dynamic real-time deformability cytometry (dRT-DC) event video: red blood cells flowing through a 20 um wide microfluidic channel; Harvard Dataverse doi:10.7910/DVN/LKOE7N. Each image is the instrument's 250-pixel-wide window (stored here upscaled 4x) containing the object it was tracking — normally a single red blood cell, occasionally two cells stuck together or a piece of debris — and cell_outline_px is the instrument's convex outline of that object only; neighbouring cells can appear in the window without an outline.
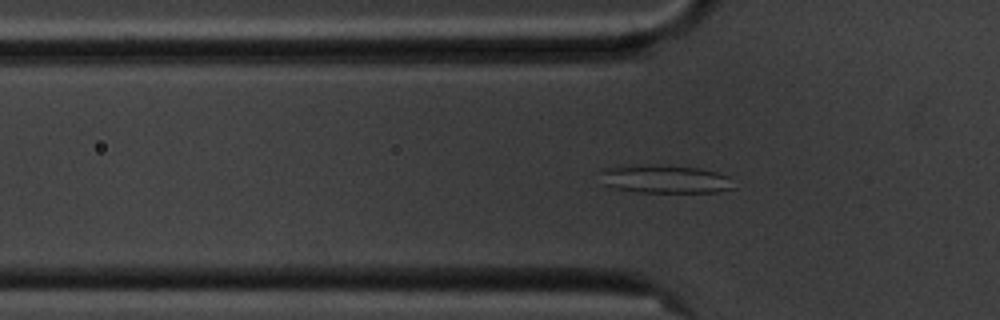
{"species": "common noctule bat (a hibernating species)", "species_latin": "Nyctalus noctula", "temperature_condition": "cold", "stored_images_in_passage": 52, "camera_frame_rate_fps": 3000, "um_per_image_px": 0.085, "animal": {"sex": "male", "body_mass_g": 20.1, "forearm_length_mm": 53.5}, "frame": {"image": 1, "passage_image": 12, "time_ms": 3.667, "image_size_px": [1000, 320], "cell_outline_px": [[736, 188], [716, 192], [636, 192], [616, 188], [604, 184], [596, 172], [600, 168], [616, 164], [656, 164], [700, 168], [716, 172], [728, 176]], "centroid_in_image_um": [56.4, 15.18], "position_along_channel_um": 69.4, "area_um2": 22.77}}
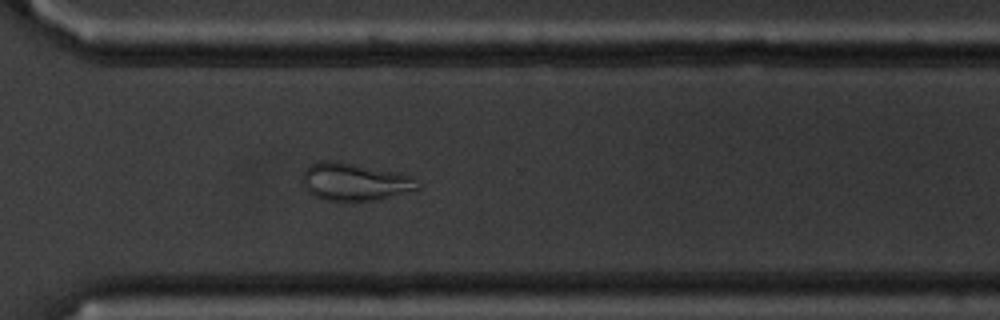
{"frame": {"image": 2, "passage_image": 35, "time_ms": 11.333, "image_size_px": [1000, 320], "cell_outline_px": [[420, 188], [372, 200], [328, 200], [316, 196], [308, 192], [304, 188], [300, 180], [304, 172], [312, 164], [320, 160], [336, 160], [416, 176], [420, 184]], "centroid_in_image_um": [30.13, 15.42], "position_along_channel_um": 340.5, "area_um2": 25.09}}
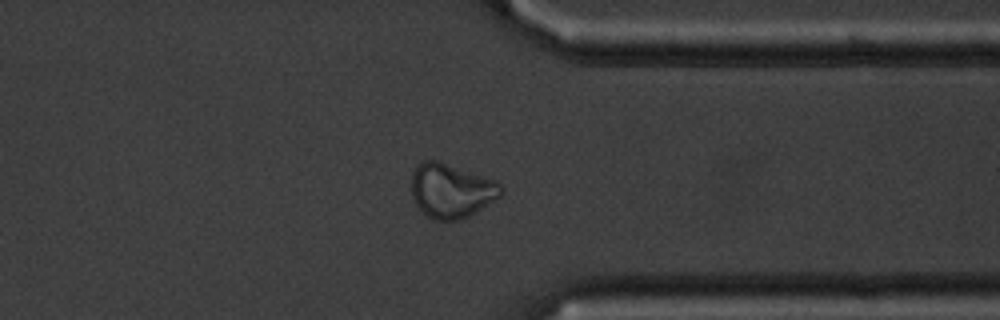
{"frame": {"image": 3, "passage_image": 38, "time_ms": 12.333, "image_size_px": [1000, 320], "cell_outline_px": [[504, 192], [500, 196], [468, 216], [460, 220], [432, 220], [416, 204], [412, 196], [412, 172], [416, 164], [420, 160], [436, 160], [492, 180], [500, 184], [504, 188]], "centroid_in_image_um": [38.31, 16.2], "position_along_channel_um": 373.1, "area_um2": 27.92}, "authors_computed_cell_mechanics": {"area_um2": 24.9118, "velocity_mm_per_s": 3.5388, "shape_relaxation_time_tau1_ms": null, "shape_relaxation_time_tau2_ms": 1.8733, "deformation_change_tau1": null, "deformation_change_tau2": 0.0851}}